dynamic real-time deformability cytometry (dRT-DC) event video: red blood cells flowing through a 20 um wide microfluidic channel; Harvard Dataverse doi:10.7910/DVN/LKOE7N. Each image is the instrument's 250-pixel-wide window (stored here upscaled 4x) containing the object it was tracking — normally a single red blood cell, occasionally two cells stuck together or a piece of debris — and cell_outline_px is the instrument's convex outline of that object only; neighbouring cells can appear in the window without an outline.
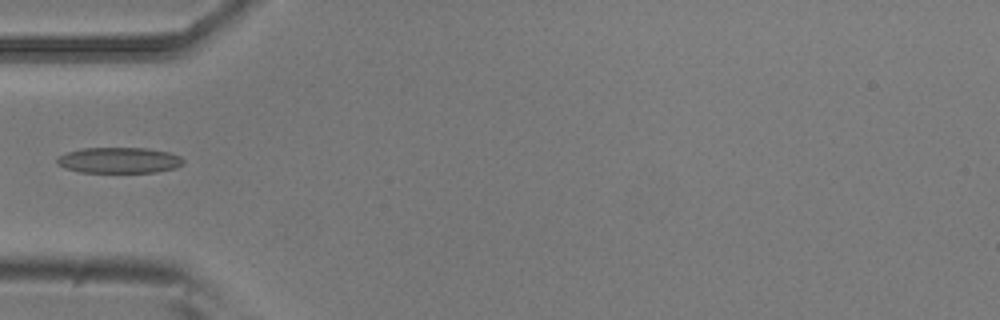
{"species": "common noctule bat (a hibernating species)", "species_latin": "Nyctalus noctula", "temperature_condition": "room temperature", "stored_images_in_passage": 4, "camera_frame_rate_fps": 3000, "um_per_image_px": 0.085, "animal": {"sex": "male", "body_mass_g": 20.5, "forearm_length_mm": 52.5}, "frame": {"image": 1, "passage_image": 2, "time_ms": 0.333, "image_size_px": [1000, 320], "cell_outline_px": [[184, 164], [176, 168], [156, 172], [80, 172], [64, 168], [56, 164], [56, 160], [60, 156], [68, 152], [84, 148], [148, 148], [168, 152], [180, 156], [184, 160]], "centroid_in_image_um": [10.14, 13.62], "position_along_channel_um": 74.9, "area_um2": 19.02}}
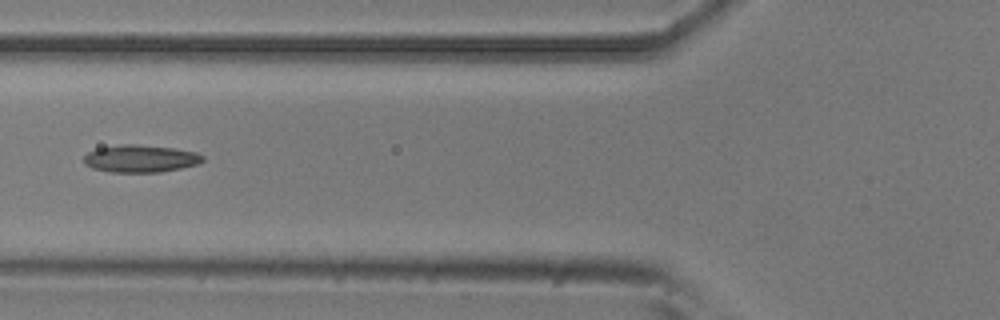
{"frame": {"image": 2, "passage_image": 3, "time_ms": 0.667, "image_size_px": [1000, 320], "cell_outline_px": [[204, 160], [200, 164], [160, 172], [108, 172], [92, 168], [84, 164], [84, 156], [88, 152], [96, 148], [120, 144], [136, 144], [172, 148], [196, 152], [204, 156]], "centroid_in_image_um": [11.93, 13.48], "position_along_channel_um": 113.9, "area_um2": 19.13}}
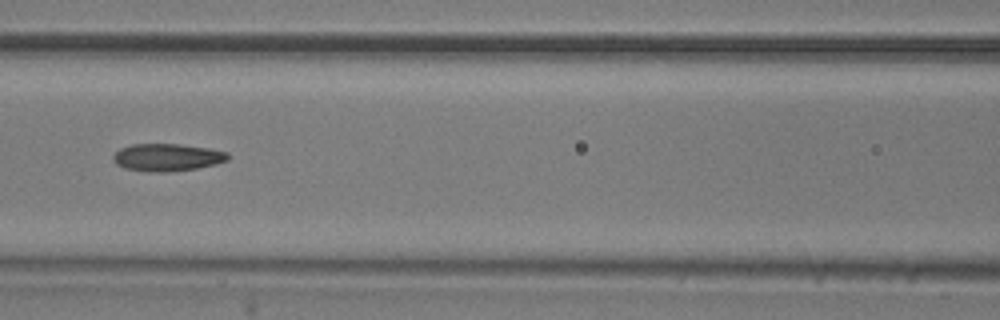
{"frame": {"image": 3, "passage_image": 4, "time_ms": 1.0, "image_size_px": [1000, 320], "cell_outline_px": [[228, 160], [216, 164], [196, 168], [168, 172], [148, 172], [124, 168], [116, 164], [112, 160], [112, 156], [120, 148], [132, 144], [180, 144], [208, 148], [228, 152]], "centroid_in_image_um": [14.18, 13.38], "position_along_channel_um": 152.4, "area_um2": 18.44}}